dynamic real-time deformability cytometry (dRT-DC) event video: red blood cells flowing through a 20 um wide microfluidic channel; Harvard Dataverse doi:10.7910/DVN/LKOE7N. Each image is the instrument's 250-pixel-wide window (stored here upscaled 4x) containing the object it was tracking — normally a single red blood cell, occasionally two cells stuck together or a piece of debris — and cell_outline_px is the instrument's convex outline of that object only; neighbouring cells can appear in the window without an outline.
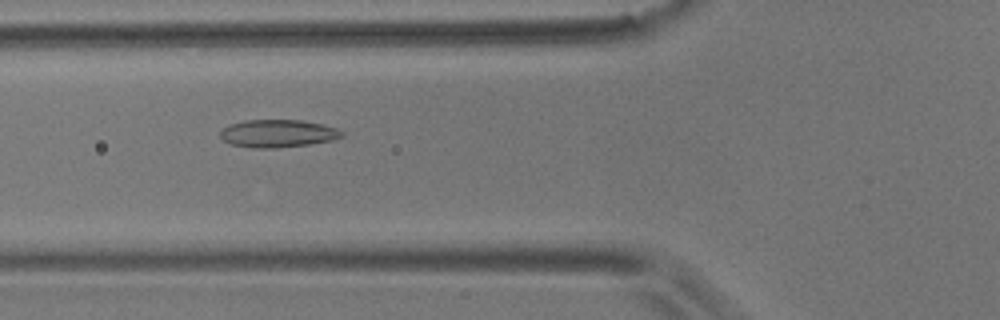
{"species": "common noctule bat (a hibernating species)", "species_latin": "Nyctalus noctula", "temperature_condition": "room temperature", "stored_images_in_passage": 54, "camera_frame_rate_fps": 3000, "um_per_image_px": 0.085, "animal": {"sex": "male", "body_mass_g": 17.9}, "frame": {"image": 1, "passage_image": 18, "time_ms": 5.667, "image_size_px": [1000, 320], "cell_outline_px": [[344, 136], [336, 140], [308, 144], [272, 148], [252, 148], [228, 144], [220, 136], [220, 132], [228, 124], [244, 120], [300, 120], [320, 124], [336, 128], [344, 132]], "centroid_in_image_um": [23.6, 11.35], "position_along_channel_um": 102.2, "area_um2": 19.71}}
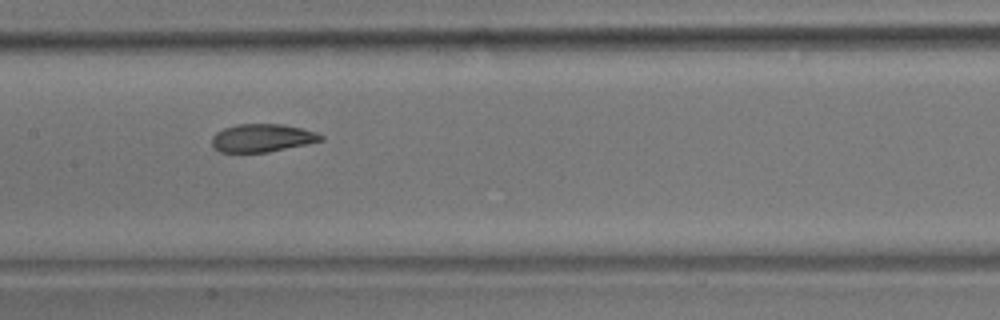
{"frame": {"image": 2, "passage_image": 25, "time_ms": 8.0, "image_size_px": [1000, 320], "cell_outline_px": [[324, 140], [308, 144], [268, 152], [220, 152], [212, 148], [212, 136], [216, 132], [224, 128], [236, 124], [284, 124], [316, 132], [324, 136]], "centroid_in_image_um": [22.28, 11.73], "position_along_channel_um": 185.1, "area_um2": 17.92}}
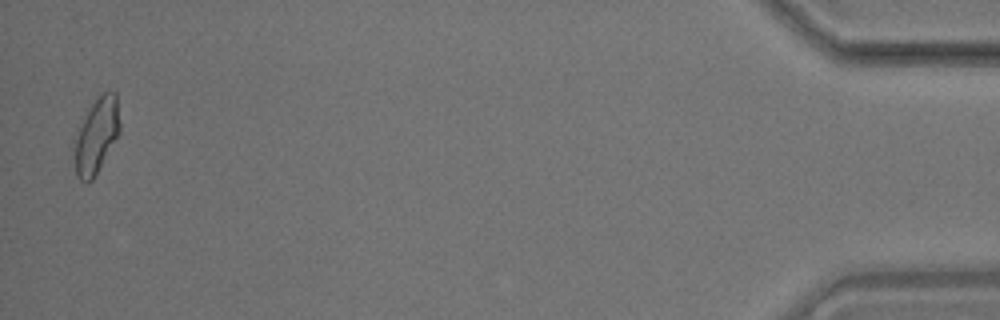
{"frame": {"image": 3, "passage_image": 53, "time_ms": 17.333, "image_size_px": [1000, 320], "cell_outline_px": [[120, 132], [92, 180], [88, 184], [84, 184], [76, 176], [72, 152], [72, 140], [76, 128], [92, 104], [104, 92], [116, 92], [120, 124]], "centroid_in_image_um": [8.12, 11.59], "position_along_channel_um": 427.1, "area_um2": 20.4}, "authors_computed_cell_mechanics": {"area_um2": 18.9584, "velocity_mm_per_s": 3.5391, "shape_relaxation_time_tau1_ms": 7.647, "shape_relaxation_time_tau2_ms": 1.7677, "deformation_change_tau1": 0.1818, "deformation_change_tau2": 0.0737}}